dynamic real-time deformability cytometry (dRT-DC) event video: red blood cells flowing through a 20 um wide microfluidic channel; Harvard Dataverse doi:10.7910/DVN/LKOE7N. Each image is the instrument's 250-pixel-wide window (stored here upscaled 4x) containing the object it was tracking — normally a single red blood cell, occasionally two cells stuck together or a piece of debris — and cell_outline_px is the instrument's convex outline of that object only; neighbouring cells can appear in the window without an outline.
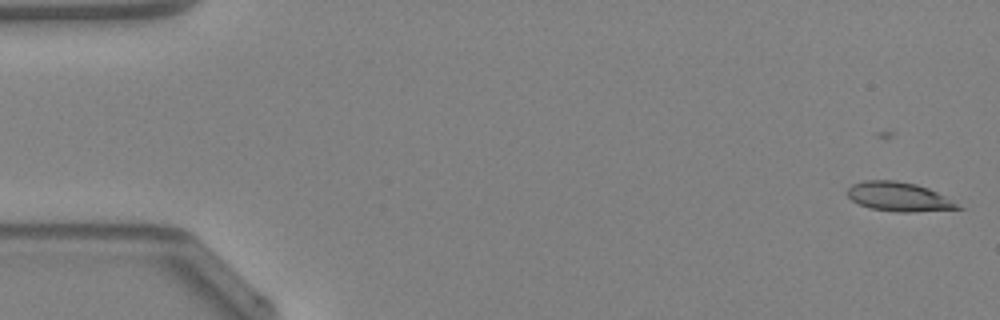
{"species": "Egyptian fruit bat (a non-hibernating species)", "species_latin": "Rousettus aegyptiacus", "temperature_condition": "warm", "stored_images_in_passage": 48, "camera_frame_rate_fps": 3000, "um_per_image_px": 0.085, "animal": {"sex": "female"}, "frame": {"image": 1, "passage_image": 1, "time_ms": 0.0, "image_size_px": [1000, 320], "cell_outline_px": [[964, 208], [912, 212], [896, 212], [868, 208], [852, 200], [848, 196], [848, 188], [852, 184], [864, 180], [896, 180], [916, 184], [928, 188], [936, 192]], "centroid_in_image_um": [76.35, 16.72], "position_along_channel_um": 8.7, "area_um2": 18.55}}
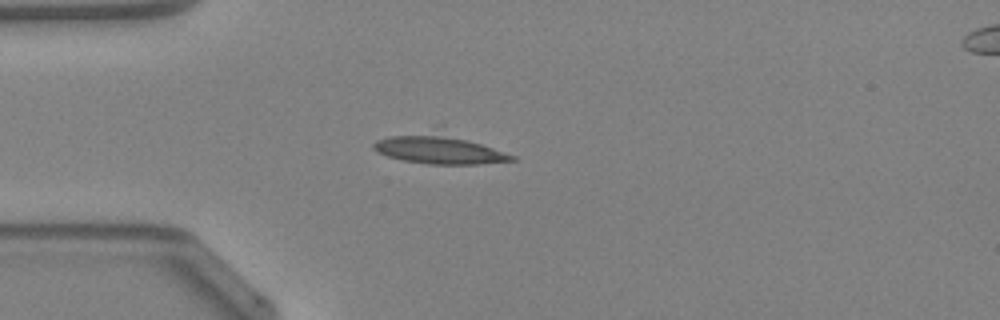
{"frame": {"image": 2, "passage_image": 13, "time_ms": 4.0, "image_size_px": [1000, 320], "cell_outline_px": [[516, 160], [476, 164], [428, 164], [404, 160], [388, 156], [376, 152], [372, 148], [372, 144], [376, 140], [388, 136], [440, 136], [464, 140], [480, 144], [516, 156]], "centroid_in_image_um": [37.29, 12.79], "position_along_channel_um": 47.7, "area_um2": 21.21}}
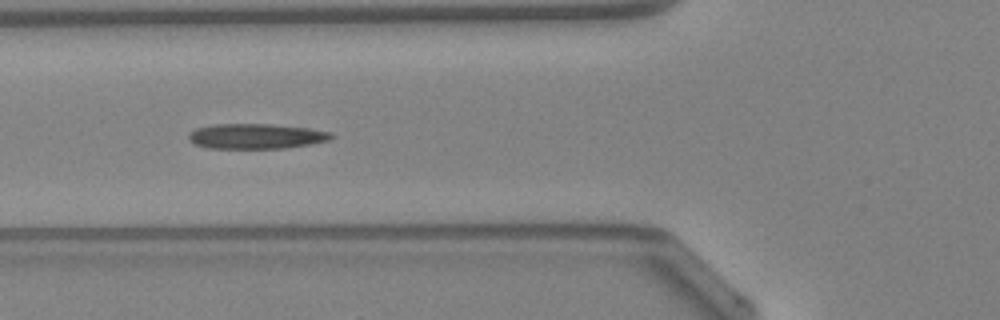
{"frame": {"image": 3, "passage_image": 18, "time_ms": 5.667, "image_size_px": [1000, 320], "cell_outline_px": [[332, 136], [328, 140], [312, 144], [284, 148], [208, 148], [196, 144], [188, 140], [188, 132], [196, 128], [216, 124], [268, 124], [308, 128], [328, 132]], "centroid_in_image_um": [21.7, 11.58], "position_along_channel_um": 104.1, "area_um2": 20.69}}